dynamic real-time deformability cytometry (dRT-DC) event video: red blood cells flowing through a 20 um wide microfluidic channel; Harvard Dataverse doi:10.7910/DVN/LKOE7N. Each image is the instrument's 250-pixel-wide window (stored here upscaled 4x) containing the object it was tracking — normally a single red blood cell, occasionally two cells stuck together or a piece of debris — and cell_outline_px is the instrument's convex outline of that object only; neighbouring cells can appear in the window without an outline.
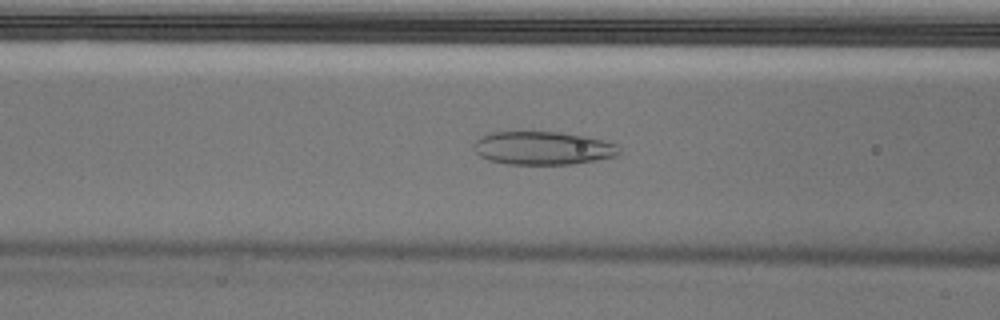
{"species": "Egyptian fruit bat (a non-hibernating species)", "species_latin": "Rousettus aegyptiacus", "temperature_condition": "cold", "stored_images_in_passage": 46, "camera_frame_rate_fps": 3000, "um_per_image_px": 0.085, "animal": {"sex": "male"}, "frame": {"image": 1, "passage_image": 20, "time_ms": 6.333, "image_size_px": [1000, 320], "cell_outline_px": [[620, 152], [616, 156], [572, 164], [508, 164], [488, 160], [480, 156], [472, 148], [472, 144], [480, 136], [492, 132], [560, 132], [584, 136], [616, 144], [620, 148]], "centroid_in_image_um": [46.09, 12.59], "position_along_channel_um": 120.5, "area_um2": 28.09}}